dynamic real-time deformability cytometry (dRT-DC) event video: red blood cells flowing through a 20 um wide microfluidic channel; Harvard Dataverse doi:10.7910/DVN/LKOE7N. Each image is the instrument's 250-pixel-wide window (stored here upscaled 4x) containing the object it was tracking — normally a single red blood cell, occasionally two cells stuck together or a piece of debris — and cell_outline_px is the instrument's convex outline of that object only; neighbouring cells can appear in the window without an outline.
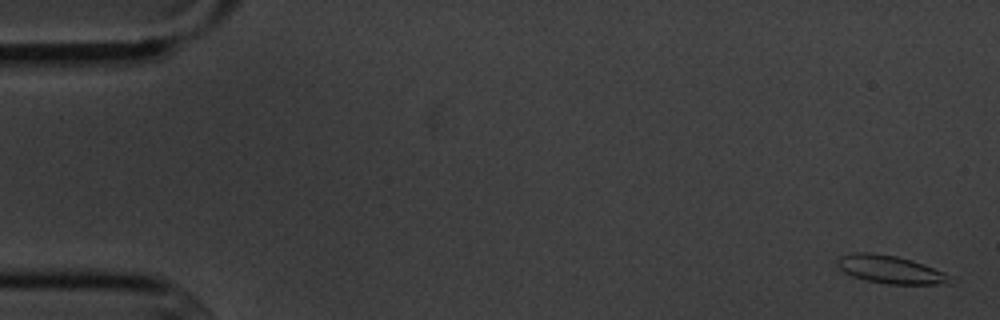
{"species": "common noctule bat (a hibernating species)", "species_latin": "Nyctalus noctula", "temperature_condition": "cold", "stored_images_in_passage": 5, "camera_frame_rate_fps": 3000, "um_per_image_px": 0.085, "animal": {"sex": "male", "body_mass_g": 20.1, "forearm_length_mm": 53.5}, "frame": {"image": 1, "passage_image": 1, "time_ms": 0.0, "image_size_px": [1000, 320], "cell_outline_px": [[952, 284], [888, 284], [868, 280], [852, 276], [844, 272], [836, 264], [836, 260], [840, 256], [852, 252], [872, 252], [896, 256], [912, 260], [924, 264], [944, 272], [948, 276]], "centroid_in_image_um": [75.65, 22.89], "position_along_channel_um": 9.4, "area_um2": 18.32}}